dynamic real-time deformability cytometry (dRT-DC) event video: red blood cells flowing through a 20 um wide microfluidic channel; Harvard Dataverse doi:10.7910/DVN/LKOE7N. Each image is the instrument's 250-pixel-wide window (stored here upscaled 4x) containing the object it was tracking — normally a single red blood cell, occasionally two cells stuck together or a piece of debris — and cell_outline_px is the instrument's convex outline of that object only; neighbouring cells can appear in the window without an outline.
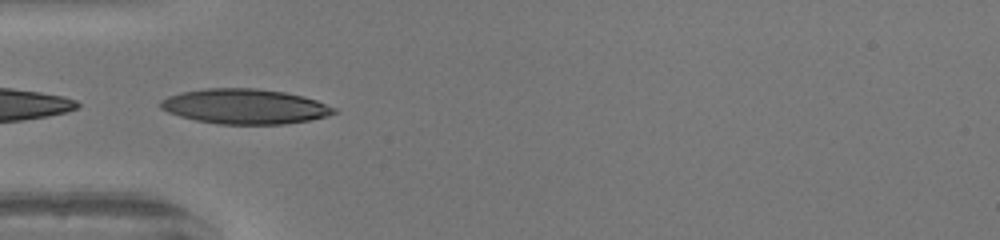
{"species": "human", "species_latin": "Homo sapiens", "temperature_condition": "warm", "stored_images_in_passage": 30, "camera_frame_rate_fps": 3000, "um_per_image_px": 0.085, "donor": {"sex": "female"}, "frame": {"image": 1, "passage_image": 3, "time_ms": 0.667, "image_size_px": [1000, 240], "cell_outline_px": [[336, 112], [328, 116], [308, 120], [284, 124], [216, 124], [196, 120], [180, 116], [168, 112], [160, 108], [160, 100], [168, 96], [180, 92], [204, 88], [256, 88], [284, 92], [304, 96], [316, 100], [336, 108]], "centroid_in_image_um": [20.79, 9.04], "position_along_channel_um": 64.2, "area_um2": 35.43}}
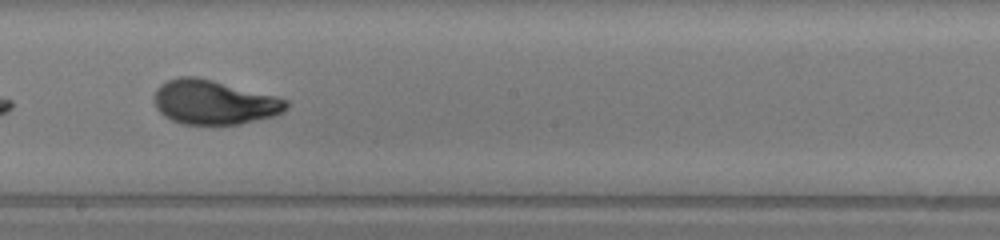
{"frame": {"image": 2, "passage_image": 15, "time_ms": 4.667, "image_size_px": [1000, 240], "cell_outline_px": [[288, 108], [284, 112], [272, 116], [240, 124], [184, 124], [172, 120], [164, 116], [156, 108], [152, 100], [152, 96], [156, 88], [160, 84], [168, 80], [180, 76], [196, 76], [276, 96], [288, 100]], "centroid_in_image_um": [18.15, 8.68], "position_along_channel_um": 230.0, "area_um2": 34.22}}
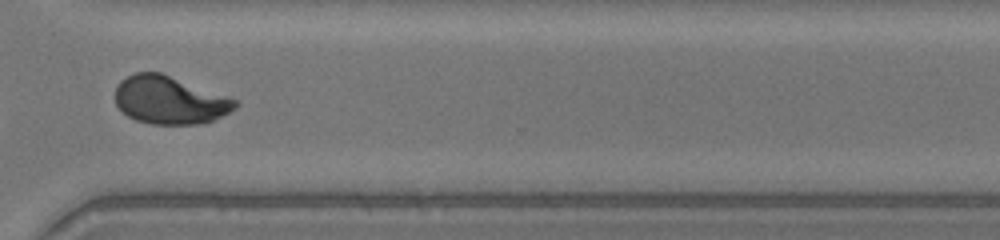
{"frame": {"image": 3, "passage_image": 24, "time_ms": 7.667, "image_size_px": [1000, 240], "cell_outline_px": [[240, 104], [236, 108], [212, 120], [200, 124], [152, 124], [136, 120], [128, 116], [116, 104], [116, 84], [120, 80], [136, 72], [160, 72], [228, 96], [236, 100]], "centroid_in_image_um": [14.42, 8.5], "position_along_channel_um": 356.2, "area_um2": 33.35}, "authors_computed_cell_mechanics": {"area_um2": 34.0731, "velocity_mm_per_s": 4.1875, "shape_relaxation_time_tau1_ms": 3.6637, "shape_relaxation_time_tau2_ms": null, "deformation_change_tau1": 0.2239, "deformation_change_tau2": null}}